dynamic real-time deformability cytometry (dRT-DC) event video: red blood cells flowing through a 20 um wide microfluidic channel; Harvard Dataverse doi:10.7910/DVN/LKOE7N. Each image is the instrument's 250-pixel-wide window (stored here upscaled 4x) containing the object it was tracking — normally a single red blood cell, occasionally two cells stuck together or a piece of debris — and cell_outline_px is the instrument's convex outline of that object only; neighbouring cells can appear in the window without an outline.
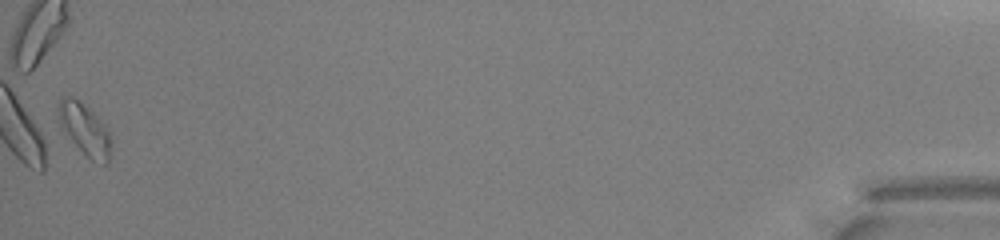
{"species": "common noctule bat (a hibernating species)", "species_latin": "Nyctalus noctula", "temperature_condition": "warm", "stored_images_in_passage": 38, "camera_frame_rate_fps": 3000, "um_per_image_px": 0.085, "animal": {"sex": "male", "body_mass_g": 13.0, "forearm_length_mm": 53.1}, "frame": {"image": 1, "passage_image": 38, "time_ms": 12.333, "image_size_px": [1000, 240], "cell_outline_px": [[112, 148], [108, 164], [104, 164], [92, 160], [56, 124], [56, 108], [60, 96], [72, 96], [88, 108], [104, 124], [112, 140]], "centroid_in_image_um": [7.15, 10.96], "position_along_channel_um": 428.1, "area_um2": 16.13}, "authors_computed_cell_mechanics": {"area_um2": 12.6293, "velocity_mm_per_s": 3.9985, "shape_relaxation_time_tau1_ms": 3.0791, "shape_relaxation_time_tau2_ms": 5.8024, "deformation_change_tau1": 0.1678, "deformation_change_tau2": 0.1236}}